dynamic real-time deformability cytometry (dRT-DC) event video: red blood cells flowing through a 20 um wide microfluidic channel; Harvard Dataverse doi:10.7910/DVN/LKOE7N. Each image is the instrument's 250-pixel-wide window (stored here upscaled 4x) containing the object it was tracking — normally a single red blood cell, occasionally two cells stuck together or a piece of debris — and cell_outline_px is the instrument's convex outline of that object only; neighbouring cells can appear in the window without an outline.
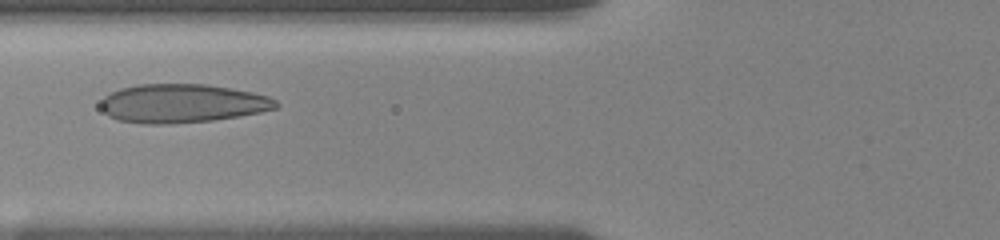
{"species": "human", "species_latin": "Homo sapiens", "temperature_condition": "room temperature", "stored_images_in_passage": 32, "camera_frame_rate_fps": 3000, "um_per_image_px": 0.085, "donor": {"sex": "female"}, "frame": {"image": 1, "passage_image": 11, "time_ms": 4.0, "image_size_px": [1000, 240], "cell_outline_px": [[280, 104], [276, 108], [260, 112], [212, 120], [172, 124], [144, 124], [116, 120], [108, 116], [100, 108], [100, 104], [104, 96], [120, 88], [136, 84], [208, 84], [252, 92], [268, 96], [276, 100]], "centroid_in_image_um": [15.45, 8.79], "position_along_channel_um": 110.4, "area_um2": 39.71}}
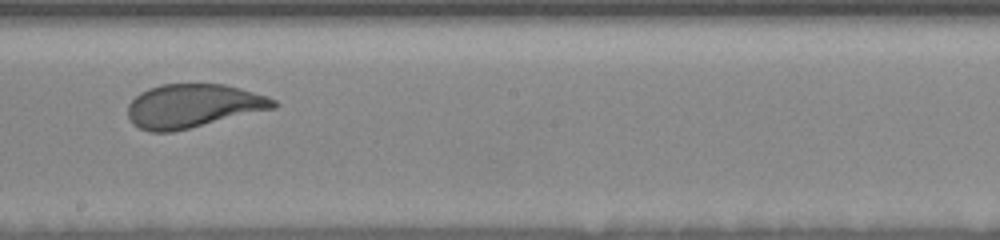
{"frame": {"image": 2, "passage_image": 23, "time_ms": 7.333, "image_size_px": [1000, 240], "cell_outline_px": [[280, 104], [276, 108], [172, 132], [152, 132], [140, 128], [132, 124], [128, 116], [128, 104], [140, 92], [148, 88], [160, 84], [224, 84], [240, 88], [268, 96], [276, 100]], "centroid_in_image_um": [16.42, 9.0], "position_along_channel_um": 231.8, "area_um2": 37.17}}
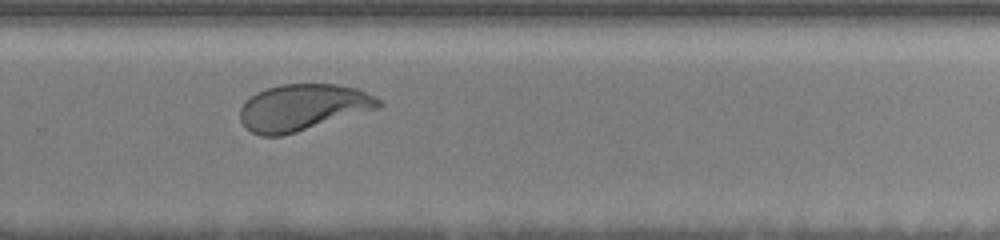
{"frame": {"image": 3, "passage_image": 28, "time_ms": 9.333, "image_size_px": [1000, 240], "cell_outline_px": [[384, 104], [380, 108], [296, 132], [280, 136], [260, 136], [252, 132], [240, 120], [240, 108], [244, 100], [256, 92], [280, 84], [336, 84], [356, 88], [380, 100]], "centroid_in_image_um": [25.71, 9.13], "position_along_channel_um": 304.1, "area_um2": 37.45}}